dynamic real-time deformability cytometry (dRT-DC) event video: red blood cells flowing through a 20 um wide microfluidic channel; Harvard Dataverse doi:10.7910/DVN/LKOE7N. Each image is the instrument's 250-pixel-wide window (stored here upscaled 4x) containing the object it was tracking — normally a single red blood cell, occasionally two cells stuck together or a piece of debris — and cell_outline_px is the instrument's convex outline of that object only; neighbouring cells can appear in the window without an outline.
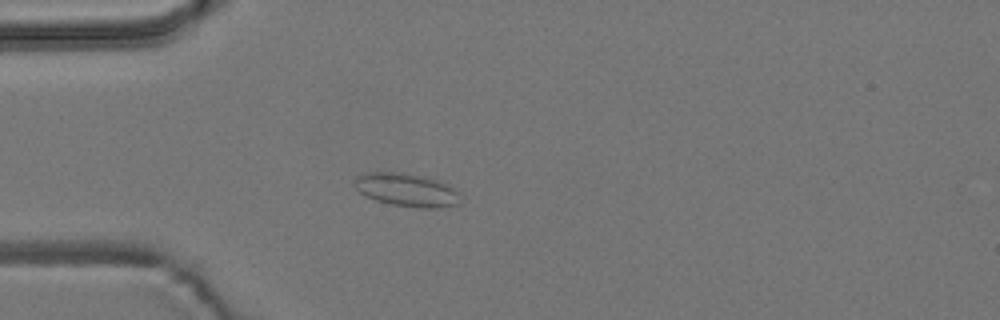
{"species": "common noctule bat (a hibernating species)", "species_latin": "Nyctalus noctula", "temperature_condition": "room temperature", "stored_images_in_passage": 4, "camera_frame_rate_fps": 3000, "um_per_image_px": 0.085, "animal": {"sex": "male", "body_mass_g": 19.2, "forearm_length_mm": 51.8}, "frame": {"image": 1, "passage_image": 4, "time_ms": 3.333, "image_size_px": [1000, 320], "cell_outline_px": [[460, 204], [436, 208], [420, 208], [388, 204], [376, 200], [360, 192], [356, 188], [356, 176], [368, 172], [404, 172], [424, 176], [448, 184], [456, 192]], "centroid_in_image_um": [34.56, 16.14], "position_along_channel_um": 50.4, "area_um2": 20.29}}